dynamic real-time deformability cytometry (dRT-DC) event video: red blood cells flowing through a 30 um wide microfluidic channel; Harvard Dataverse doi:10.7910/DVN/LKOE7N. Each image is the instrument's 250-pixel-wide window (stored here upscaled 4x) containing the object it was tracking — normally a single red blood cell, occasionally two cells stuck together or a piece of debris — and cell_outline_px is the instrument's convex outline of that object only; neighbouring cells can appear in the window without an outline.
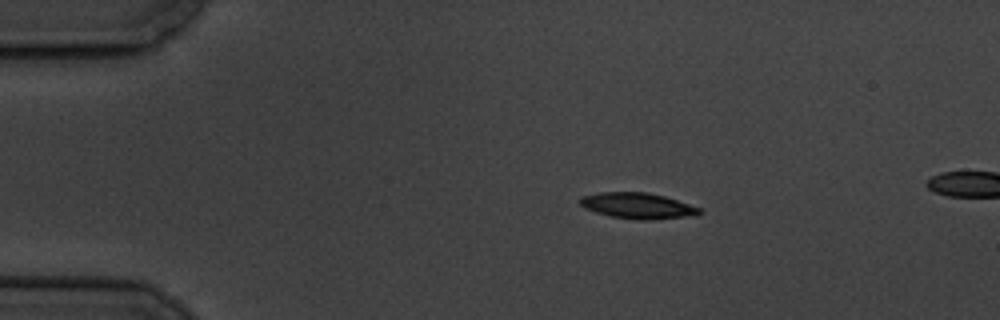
{"species": "common noctule bat (a hibernating species)", "species_latin": "Nyctalus noctula", "temperature_condition": "cold", "stored_images_in_passage": 17, "camera_frame_rate_fps": 3000, "um_per_image_px": 0.085, "animal": {"sex": "male", "body_mass_g": 19.5, "forearm_length_mm": 54.6}, "frame": {"image": 1, "passage_image": 10, "time_ms": 3.0, "image_size_px": [1000, 320], "cell_outline_px": [[704, 212], [684, 216], [652, 220], [640, 220], [612, 216], [596, 212], [584, 208], [576, 200], [580, 196], [600, 192], [648, 192], [664, 196], [700, 208]], "centroid_in_image_um": [54.12, 17.47], "position_along_channel_um": 30.9, "area_um2": 17.86}}